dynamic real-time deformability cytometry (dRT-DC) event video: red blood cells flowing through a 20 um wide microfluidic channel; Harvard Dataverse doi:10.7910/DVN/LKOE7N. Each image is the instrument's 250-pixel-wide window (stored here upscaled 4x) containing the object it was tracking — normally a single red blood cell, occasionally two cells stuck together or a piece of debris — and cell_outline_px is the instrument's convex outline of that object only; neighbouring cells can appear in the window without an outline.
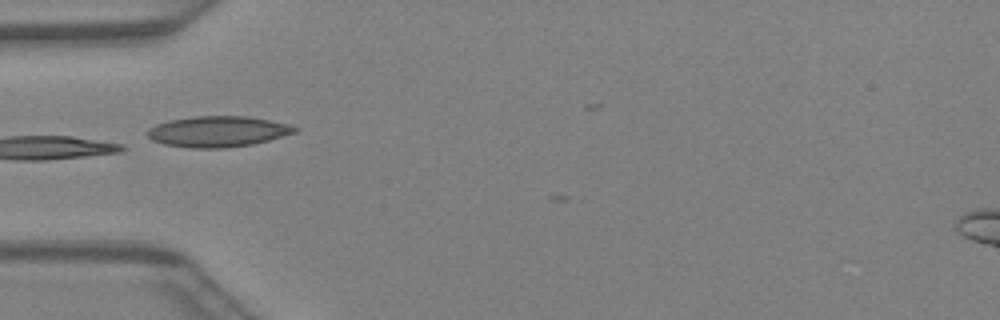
{"species": "Egyptian fruit bat (a non-hibernating species)", "species_latin": "Rousettus aegyptiacus", "temperature_condition": "warm", "stored_images_in_passage": 25, "camera_frame_rate_fps": 3000, "um_per_image_px": 0.085, "animal": {"sex": "female"}, "frame": {"image": 1, "passage_image": 1, "time_ms": 0.0, "image_size_px": [1000, 320], "cell_outline_px": [[300, 128], [296, 132], [268, 140], [252, 144], [224, 148], [188, 148], [164, 144], [152, 140], [148, 136], [148, 128], [156, 124], [168, 120], [196, 116], [248, 116], [288, 124]], "centroid_in_image_um": [18.5, 11.18], "position_along_channel_um": 66.5, "area_um2": 26.41}}